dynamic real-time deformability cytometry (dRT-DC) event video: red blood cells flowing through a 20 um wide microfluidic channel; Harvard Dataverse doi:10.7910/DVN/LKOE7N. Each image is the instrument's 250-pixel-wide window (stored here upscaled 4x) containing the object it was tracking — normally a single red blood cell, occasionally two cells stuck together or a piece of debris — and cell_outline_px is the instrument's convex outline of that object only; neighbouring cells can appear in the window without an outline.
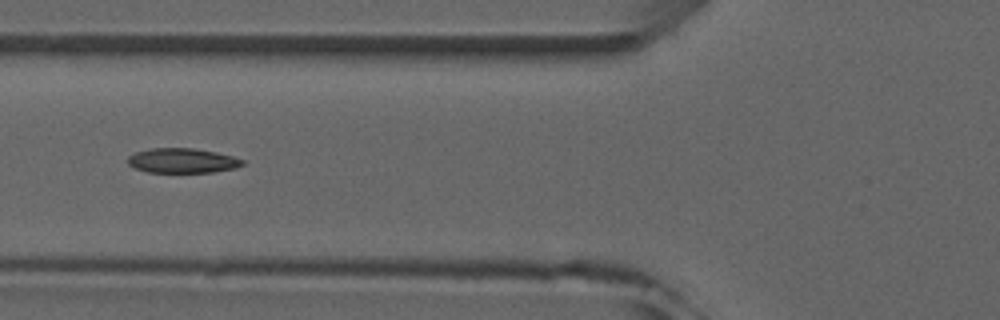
{"species": "common noctule bat (a hibernating species)", "species_latin": "Nyctalus noctula", "temperature_condition": "room temperature", "stored_images_in_passage": 6, "camera_frame_rate_fps": 3000, "um_per_image_px": 0.085, "animal": {"sex": "male", "forearm_length_mm": 52.5}, "frame": {"image": 1, "passage_image": 6, "time_ms": 5.667, "image_size_px": [1000, 320], "cell_outline_px": [[244, 164], [236, 168], [212, 172], [148, 172], [136, 168], [128, 164], [128, 156], [136, 152], [148, 148], [192, 148], [216, 152], [232, 156], [244, 160]], "centroid_in_image_um": [15.5, 13.65], "position_along_channel_um": 110.3, "area_um2": 16.47}}